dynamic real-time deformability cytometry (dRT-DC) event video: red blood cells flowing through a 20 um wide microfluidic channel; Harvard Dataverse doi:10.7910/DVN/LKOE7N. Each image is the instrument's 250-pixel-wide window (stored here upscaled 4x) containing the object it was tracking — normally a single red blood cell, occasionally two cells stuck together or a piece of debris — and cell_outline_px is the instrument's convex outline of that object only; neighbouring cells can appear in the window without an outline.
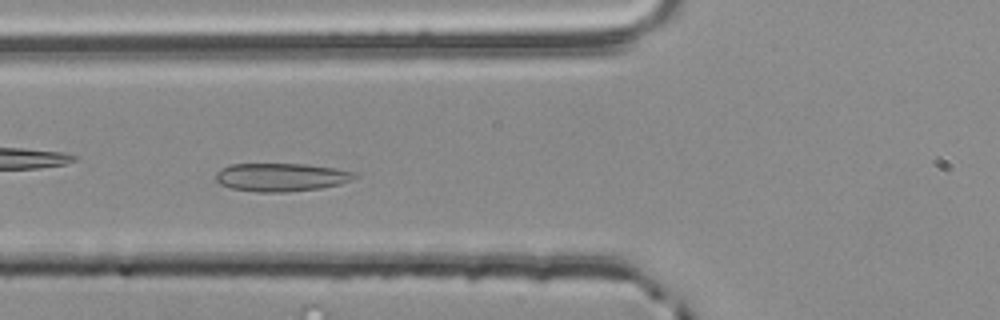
{"species": "common noctule bat (a hibernating species)", "species_latin": "Nyctalus noctula", "temperature_condition": "room temperature", "stored_images_in_passage": 33, "camera_frame_rate_fps": 3000, "um_per_image_px": 0.085, "animal": {"sex": "male", "body_mass_g": 20.4}, "frame": {"image": 1, "passage_image": 10, "time_ms": 3.0, "image_size_px": [1000, 320], "cell_outline_px": [[360, 176], [352, 180], [340, 184], [320, 188], [284, 192], [256, 192], [232, 188], [220, 184], [216, 180], [216, 172], [220, 168], [232, 164], [304, 164], [336, 168], [356, 172]], "centroid_in_image_um": [23.93, 15.06], "position_along_channel_um": 101.9, "area_um2": 22.95}, "authors_computed_cell_mechanics": {"area_um2": 21.7906, "velocity_mm_per_s": 3.7411, "shape_relaxation_time_tau1_ms": 5.343, "shape_relaxation_time_tau2_ms": 1.0644, "deformation_change_tau1": 0.1083, "deformation_change_tau2": 0.0708}}